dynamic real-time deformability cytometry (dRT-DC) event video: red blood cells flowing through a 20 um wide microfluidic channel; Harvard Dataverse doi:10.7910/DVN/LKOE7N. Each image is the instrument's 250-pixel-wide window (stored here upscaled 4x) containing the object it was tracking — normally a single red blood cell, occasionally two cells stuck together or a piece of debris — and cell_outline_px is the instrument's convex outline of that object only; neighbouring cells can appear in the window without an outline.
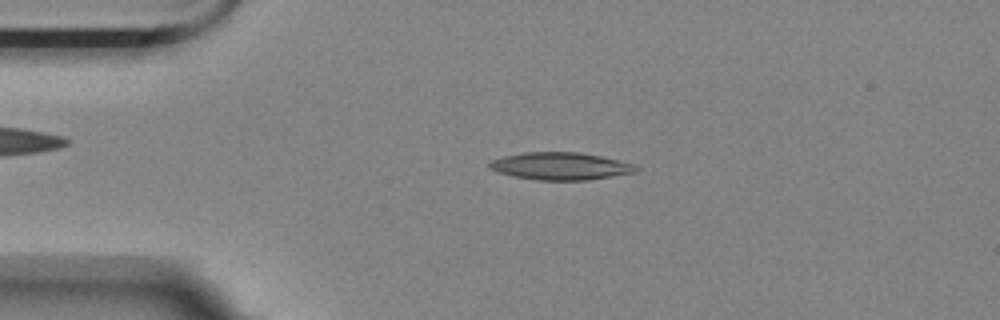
{"species": "Egyptian fruit bat (a non-hibernating species)", "species_latin": "Rousettus aegyptiacus", "temperature_condition": "room temperature", "stored_images_in_passage": 54, "camera_frame_rate_fps": 3000, "um_per_image_px": 0.085, "animal": {"sex": "female"}, "frame": {"image": 1, "passage_image": 10, "time_ms": 3.0, "image_size_px": [1000, 320], "cell_outline_px": [[640, 168], [636, 172], [588, 180], [536, 180], [512, 176], [496, 172], [488, 168], [488, 164], [492, 160], [504, 156], [524, 152], [580, 152], [600, 156], [632, 164]], "centroid_in_image_um": [47.59, 14.12], "position_along_channel_um": 37.4, "area_um2": 23.41}}
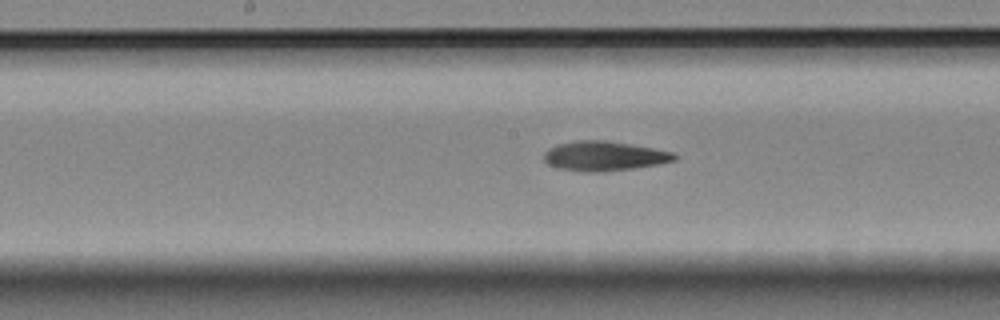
{"frame": {"image": 2, "passage_image": 26, "time_ms": 8.333, "image_size_px": [1000, 320], "cell_outline_px": [[676, 160], [660, 164], [632, 168], [596, 172], [588, 172], [560, 168], [548, 164], [544, 160], [544, 152], [548, 148], [556, 144], [576, 140], [608, 140], [652, 148], [672, 152], [676, 156]], "centroid_in_image_um": [51.32, 13.25], "position_along_channel_um": 196.9, "area_um2": 22.37}}
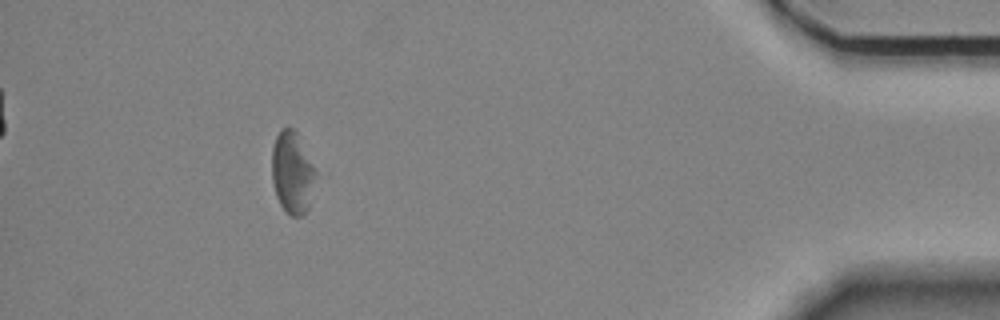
{"frame": {"image": 3, "passage_image": 49, "time_ms": 16.0, "image_size_px": [1000, 320], "cell_outline_px": [[316, 172], [308, 208], [300, 216], [288, 216], [280, 204], [276, 196], [272, 180], [272, 148], [276, 136], [280, 128], [292, 128], [296, 132], [316, 168]], "centroid_in_image_um": [24.83, 14.67], "position_along_channel_um": 410.4, "area_um2": 20.87}, "authors_computed_cell_mechanics": {"area_um2": 22.3686, "velocity_mm_per_s": 3.5192, "shape_relaxation_time_tau1_ms": 7.5142, "shape_relaxation_time_tau2_ms": null, "deformation_change_tau1": 0.1846, "deformation_change_tau2": null}}